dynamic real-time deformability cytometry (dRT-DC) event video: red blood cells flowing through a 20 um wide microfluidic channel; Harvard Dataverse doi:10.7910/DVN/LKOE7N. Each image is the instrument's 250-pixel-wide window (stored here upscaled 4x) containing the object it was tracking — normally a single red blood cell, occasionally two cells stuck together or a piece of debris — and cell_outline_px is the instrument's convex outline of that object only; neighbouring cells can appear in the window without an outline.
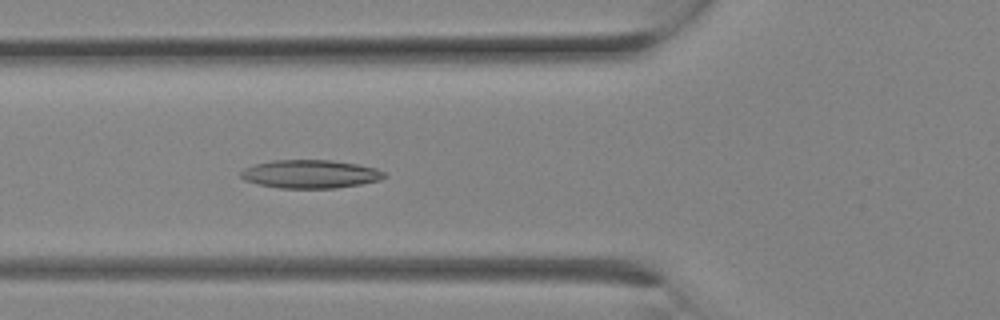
{"species": "Egyptian fruit bat (a non-hibernating species)", "species_latin": "Rousettus aegyptiacus", "temperature_condition": "room temperature", "stored_images_in_passage": 8, "camera_frame_rate_fps": 3000, "um_per_image_px": 0.085, "animal": {"sex": "female"}, "frame": {"image": 1, "passage_image": 8, "time_ms": 2.333, "image_size_px": [1000, 320], "cell_outline_px": [[388, 176], [380, 180], [360, 184], [336, 188], [280, 188], [256, 184], [244, 180], [240, 176], [240, 172], [244, 168], [256, 164], [272, 160], [332, 160], [356, 164], [376, 168], [384, 172]], "centroid_in_image_um": [26.37, 14.79], "position_along_channel_um": 99.4, "area_um2": 23.76}}